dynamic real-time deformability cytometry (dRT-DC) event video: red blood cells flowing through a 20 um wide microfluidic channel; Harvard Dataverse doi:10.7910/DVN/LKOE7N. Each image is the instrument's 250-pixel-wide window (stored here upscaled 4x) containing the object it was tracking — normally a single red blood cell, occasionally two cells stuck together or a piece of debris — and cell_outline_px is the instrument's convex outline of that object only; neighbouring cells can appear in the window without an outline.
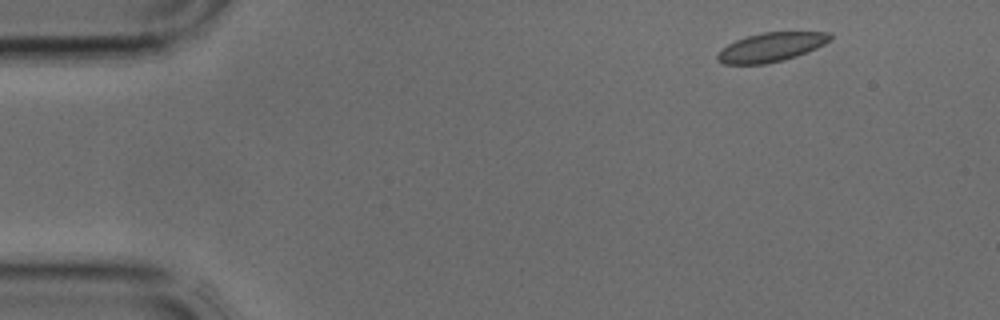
{"species": "common noctule bat (a hibernating species)", "species_latin": "Nyctalus noctula", "temperature_condition": "cold", "stored_images_in_passage": 4, "camera_frame_rate_fps": 3000, "um_per_image_px": 0.085, "animal": {"sex": "male", "body_mass_g": 17.9, "forearm_length_mm": 54.2}, "frame": {"image": 1, "passage_image": 1, "time_ms": 0.0, "image_size_px": [1000, 320], "cell_outline_px": [[832, 40], [816, 48], [796, 56], [784, 60], [764, 64], [724, 64], [716, 60], [716, 56], [728, 44], [736, 40], [748, 36], [764, 32], [828, 32], [832, 36]], "centroid_in_image_um": [65.55, 4.01], "position_along_channel_um": 19.4, "area_um2": 18.9}}